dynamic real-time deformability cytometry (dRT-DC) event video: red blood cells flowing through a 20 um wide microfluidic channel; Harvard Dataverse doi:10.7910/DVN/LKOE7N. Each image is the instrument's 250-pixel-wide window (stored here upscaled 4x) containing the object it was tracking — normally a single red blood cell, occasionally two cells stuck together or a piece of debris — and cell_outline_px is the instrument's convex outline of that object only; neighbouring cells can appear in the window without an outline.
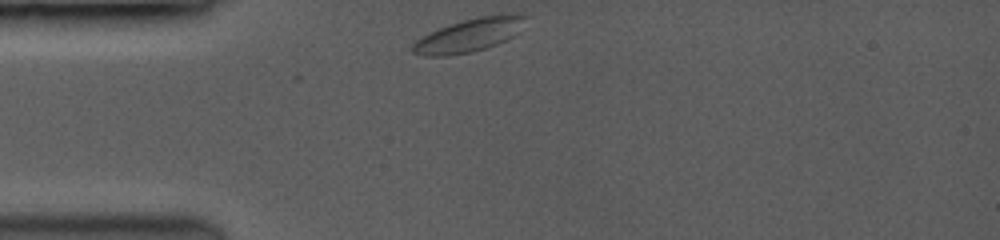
{"species": "common noctule bat (a hibernating species)", "species_latin": "Nyctalus noctula", "temperature_condition": "room temperature", "stored_images_in_passage": 2, "camera_frame_rate_fps": 3500, "um_per_image_px": 0.085, "animal": {"sex": "female", "body_mass_g": 19.0, "forearm_length_mm": 53.3}, "frame": {"image": 1, "passage_image": 1, "time_ms": 0.0, "image_size_px": [1000, 240], "cell_outline_px": [[528, 16], [512, 36], [496, 44], [484, 48], [468, 52], [440, 56], [428, 56], [412, 52], [412, 44], [420, 36], [440, 28], [464, 20], [480, 16], [508, 12], [524, 12]], "centroid_in_image_um": [39.9, 2.94], "position_along_channel_um": 45.1, "area_um2": 21.62}}